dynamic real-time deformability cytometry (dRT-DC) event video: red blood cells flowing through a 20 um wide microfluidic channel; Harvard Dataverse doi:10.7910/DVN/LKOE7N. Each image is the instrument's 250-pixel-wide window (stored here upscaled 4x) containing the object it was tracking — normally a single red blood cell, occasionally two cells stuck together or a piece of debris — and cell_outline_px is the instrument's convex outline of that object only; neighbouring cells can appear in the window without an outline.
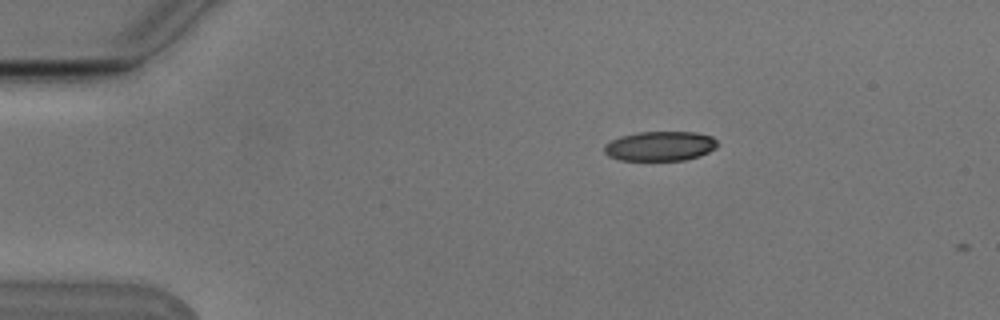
{"species": "Egyptian fruit bat (a non-hibernating species)", "species_latin": "Rousettus aegyptiacus", "temperature_condition": "cold", "stored_images_in_passage": 5, "camera_frame_rate_fps": 3000, "um_per_image_px": 0.085, "animal": {"sex": "male"}, "frame": {"image": 1, "passage_image": 5, "time_ms": 1.333, "image_size_px": [1000, 320], "cell_outline_px": [[720, 144], [716, 148], [700, 156], [684, 160], [620, 160], [608, 156], [604, 152], [604, 144], [620, 136], [640, 132], [696, 132], [712, 136]], "centroid_in_image_um": [56.12, 12.42], "position_along_channel_um": 28.9, "area_um2": 19.65}}